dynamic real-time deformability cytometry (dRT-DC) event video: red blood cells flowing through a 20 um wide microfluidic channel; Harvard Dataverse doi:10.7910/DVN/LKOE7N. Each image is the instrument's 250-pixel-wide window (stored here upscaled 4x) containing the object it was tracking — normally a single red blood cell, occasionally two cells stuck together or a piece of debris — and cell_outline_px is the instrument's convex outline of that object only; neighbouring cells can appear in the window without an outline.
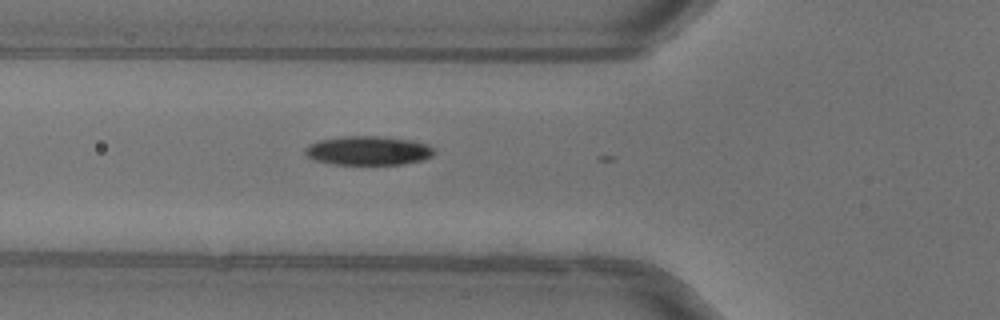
{"species": "common noctule bat (a hibernating species)", "species_latin": "Nyctalus noctula", "temperature_condition": "warm", "stored_images_in_passage": 7, "camera_frame_rate_fps": 3000, "um_per_image_px": 0.085, "animal": {"sex": "female"}, "frame": {"image": 1, "passage_image": 5, "time_ms": 1.333, "image_size_px": [1000, 320], "cell_outline_px": [[436, 152], [432, 156], [424, 160], [400, 164], [332, 164], [316, 160], [308, 156], [304, 152], [304, 148], [308, 144], [316, 140], [340, 136], [380, 136], [412, 140], [428, 144]], "centroid_in_image_um": [31.28, 12.79], "position_along_channel_um": 94.5, "area_um2": 22.02}}